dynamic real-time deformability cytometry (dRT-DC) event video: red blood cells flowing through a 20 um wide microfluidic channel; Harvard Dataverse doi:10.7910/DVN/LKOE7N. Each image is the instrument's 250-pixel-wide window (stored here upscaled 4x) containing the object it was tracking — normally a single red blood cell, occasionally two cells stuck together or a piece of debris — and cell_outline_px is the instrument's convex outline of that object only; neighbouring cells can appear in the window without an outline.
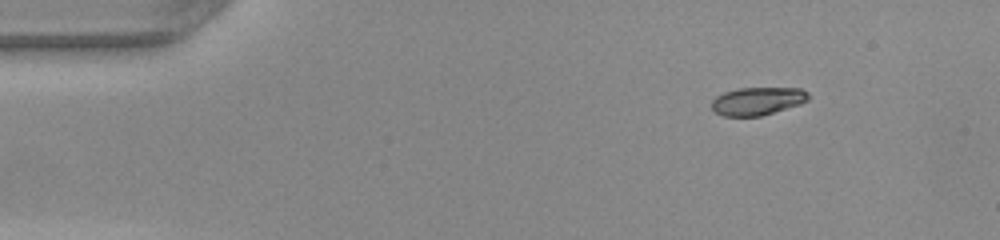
{"species": "common noctule bat (a hibernating species)", "species_latin": "Nyctalus noctula", "temperature_condition": "warm", "stored_images_in_passage": 45, "camera_frame_rate_fps": 3000, "um_per_image_px": 0.085, "animal": {"sex": "female", "body_mass_g": 22.0, "forearm_length_mm": 56.7}, "frame": {"image": 1, "passage_image": 2, "time_ms": 0.333, "image_size_px": [1000, 240], "cell_outline_px": [[808, 100], [800, 104], [760, 116], [724, 116], [716, 112], [712, 108], [712, 100], [716, 96], [724, 92], [740, 88], [800, 88], [808, 92]], "centroid_in_image_um": [64.38, 8.59], "position_along_channel_um": 20.6, "area_um2": 15.61}}
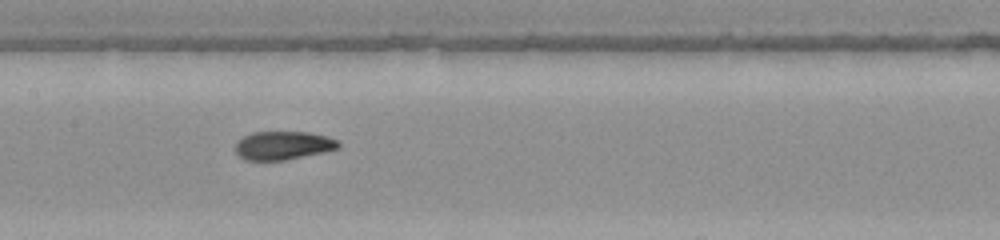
{"frame": {"image": 2, "passage_image": 20, "time_ms": 6.333, "image_size_px": [1000, 240], "cell_outline_px": [[340, 148], [324, 152], [284, 160], [244, 160], [236, 152], [236, 140], [252, 132], [308, 132], [324, 136], [336, 140], [340, 144]], "centroid_in_image_um": [24.04, 12.36], "position_along_channel_um": 183.4, "area_um2": 16.99}}
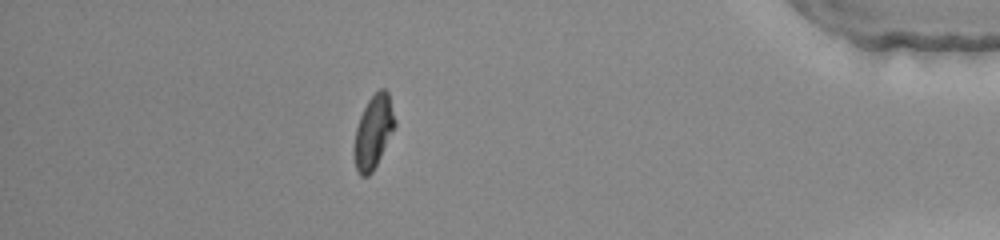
{"frame": {"image": 3, "passage_image": 39, "time_ms": 12.667, "image_size_px": [1000, 240], "cell_outline_px": [[396, 124], [372, 172], [368, 176], [360, 176], [356, 168], [352, 152], [352, 148], [356, 128], [360, 116], [368, 100], [380, 88], [384, 88], [388, 92], [396, 120]], "centroid_in_image_um": [31.71, 11.21], "position_along_channel_um": 403.5, "area_um2": 17.28}, "authors_computed_cell_mechanics": {"area_um2": 17.1088, "velocity_mm_per_s": 4.1857, "shape_relaxation_time_tau1_ms": 3.5849, "shape_relaxation_time_tau2_ms": 1.2314, "deformation_change_tau1": 0.1749, "deformation_change_tau2": 0.043}}